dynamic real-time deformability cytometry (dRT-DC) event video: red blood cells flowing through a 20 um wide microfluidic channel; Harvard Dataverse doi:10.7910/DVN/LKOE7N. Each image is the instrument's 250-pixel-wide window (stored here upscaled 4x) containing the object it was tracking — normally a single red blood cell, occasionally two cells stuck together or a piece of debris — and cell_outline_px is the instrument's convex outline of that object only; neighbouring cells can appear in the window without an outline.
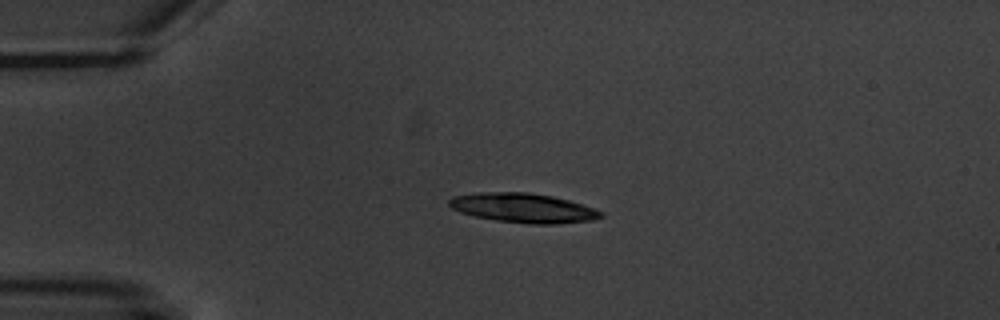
{"species": "common noctule bat (a hibernating species)", "species_latin": "Nyctalus noctula", "temperature_condition": "warm", "stored_images_in_passage": 2, "camera_frame_rate_fps": 3000, "um_per_image_px": 0.085, "animal": {"sex": "male", "body_mass_g": 20.1, "forearm_length_mm": 53.5}, "frame": {"image": 1, "passage_image": 1, "time_ms": 0.0, "image_size_px": [1000, 320], "cell_outline_px": [[604, 216], [592, 220], [556, 224], [528, 224], [496, 220], [476, 216], [460, 212], [452, 208], [448, 204], [448, 200], [452, 196], [476, 192], [528, 192], [552, 196], [568, 200], [604, 212]], "centroid_in_image_um": [44.45, 17.67], "position_along_channel_um": 40.5, "area_um2": 26.01}}